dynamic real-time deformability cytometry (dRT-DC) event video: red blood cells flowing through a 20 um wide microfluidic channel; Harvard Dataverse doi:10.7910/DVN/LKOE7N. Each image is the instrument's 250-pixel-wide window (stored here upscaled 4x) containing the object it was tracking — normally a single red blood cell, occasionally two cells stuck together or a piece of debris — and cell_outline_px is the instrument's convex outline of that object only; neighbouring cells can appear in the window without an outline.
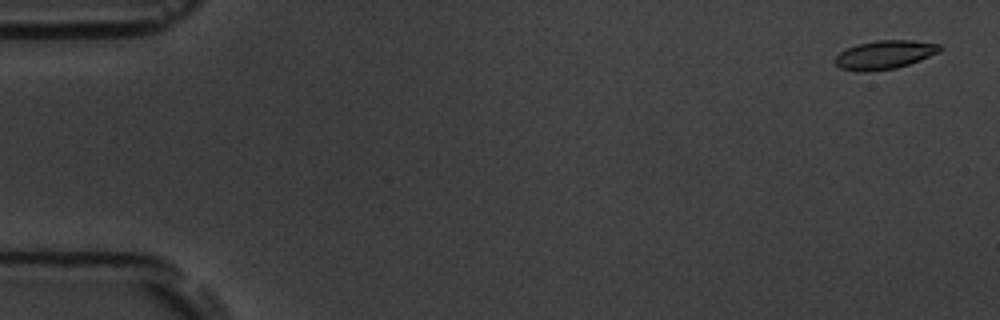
{"species": "common noctule bat (a hibernating species)", "species_latin": "Nyctalus noctula", "temperature_condition": "room temperature", "stored_images_in_passage": 58, "camera_frame_rate_fps": 3000, "um_per_image_px": 0.085, "animal": {"sex": "male", "body_mass_g": 19.5, "forearm_length_mm": 54.6}, "frame": {"image": 1, "passage_image": 3, "time_ms": 0.667, "image_size_px": [1000, 320], "cell_outline_px": [[940, 52], [920, 60], [896, 68], [864, 72], [860, 72], [840, 68], [836, 64], [836, 56], [840, 52], [856, 44], [876, 40], [912, 40], [940, 44]], "centroid_in_image_um": [75.19, 4.65], "position_along_channel_um": 9.8, "area_um2": 17.4}}
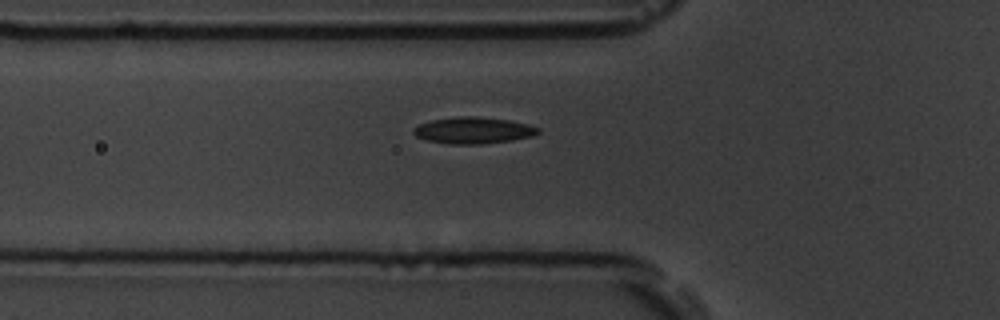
{"frame": {"image": 2, "passage_image": 21, "time_ms": 6.667, "image_size_px": [1000, 320], "cell_outline_px": [[540, 132], [532, 136], [512, 140], [480, 144], [448, 144], [428, 140], [416, 136], [412, 132], [412, 128], [420, 124], [432, 120], [456, 116], [476, 116], [508, 120], [528, 124], [540, 128]], "centroid_in_image_um": [40.22, 11.08], "position_along_channel_um": 85.6, "area_um2": 19.25}}
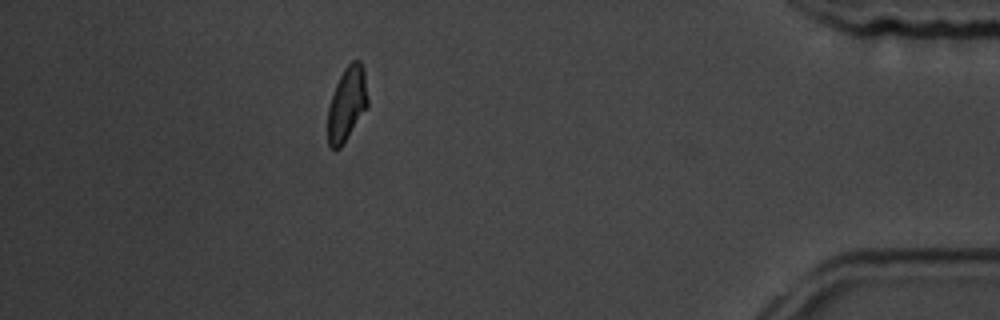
{"frame": {"image": 3, "passage_image": 52, "time_ms": 17.0, "image_size_px": [1000, 320], "cell_outline_px": [[368, 108], [340, 148], [328, 148], [328, 108], [336, 84], [344, 68], [352, 60], [360, 60], [364, 72], [368, 96]], "centroid_in_image_um": [29.5, 8.84], "position_along_channel_um": 405.7, "area_um2": 17.28}, "authors_computed_cell_mechanics": {"area_um2": 17.918, "velocity_mm_per_s": 3.5686, "shape_relaxation_time_tau1_ms": null, "shape_relaxation_time_tau2_ms": 2.6337, "deformation_change_tau1": null, "deformation_change_tau2": 0.0856}}